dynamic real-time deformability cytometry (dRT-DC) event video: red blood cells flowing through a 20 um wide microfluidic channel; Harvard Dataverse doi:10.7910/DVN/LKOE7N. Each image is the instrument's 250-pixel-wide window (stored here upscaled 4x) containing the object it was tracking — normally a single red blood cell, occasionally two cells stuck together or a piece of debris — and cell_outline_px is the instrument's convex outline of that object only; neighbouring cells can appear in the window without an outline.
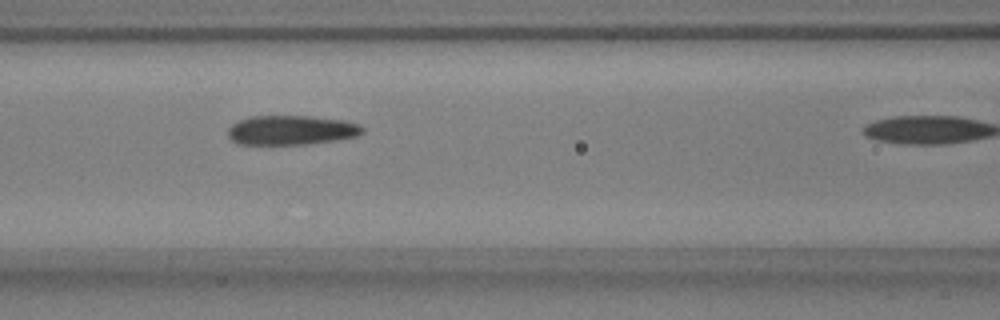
{"species": "common noctule bat (a hibernating species)", "species_latin": "Nyctalus noctula", "temperature_condition": "warm", "stored_images_in_passage": 24, "camera_frame_rate_fps": 3000, "um_per_image_px": 0.085, "animal": {"sex": "male", "body_mass_g": 17.9, "forearm_length_mm": 54.2}, "frame": {"image": 1, "passage_image": 20, "time_ms": 6.333, "image_size_px": [1000, 320], "cell_outline_px": [[364, 132], [356, 136], [336, 140], [308, 144], [236, 144], [228, 136], [228, 128], [232, 124], [240, 120], [252, 116], [312, 116], [344, 120], [360, 124], [364, 128]], "centroid_in_image_um": [24.77, 11.06], "position_along_channel_um": 141.8, "area_um2": 23.18}}
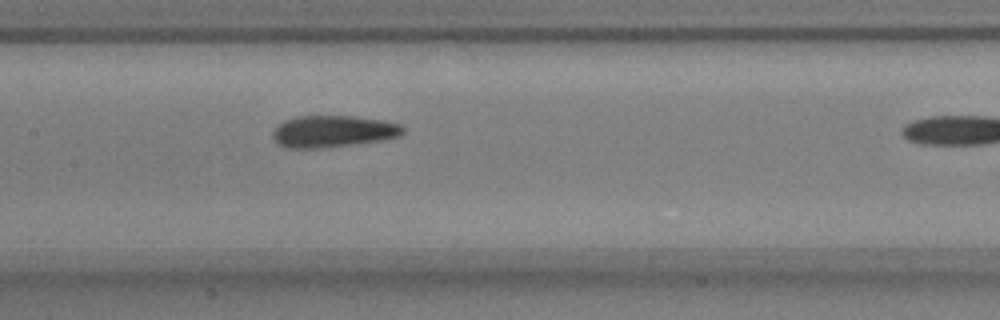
{"frame": {"image": 2, "passage_image": 23, "time_ms": 7.333, "image_size_px": [1000, 320], "cell_outline_px": [[404, 132], [400, 136], [380, 140], [324, 148], [284, 148], [276, 144], [272, 136], [272, 132], [284, 120], [300, 116], [352, 116], [384, 120], [400, 124], [404, 128]], "centroid_in_image_um": [28.28, 11.17], "position_along_channel_um": 179.1, "area_um2": 24.16}}